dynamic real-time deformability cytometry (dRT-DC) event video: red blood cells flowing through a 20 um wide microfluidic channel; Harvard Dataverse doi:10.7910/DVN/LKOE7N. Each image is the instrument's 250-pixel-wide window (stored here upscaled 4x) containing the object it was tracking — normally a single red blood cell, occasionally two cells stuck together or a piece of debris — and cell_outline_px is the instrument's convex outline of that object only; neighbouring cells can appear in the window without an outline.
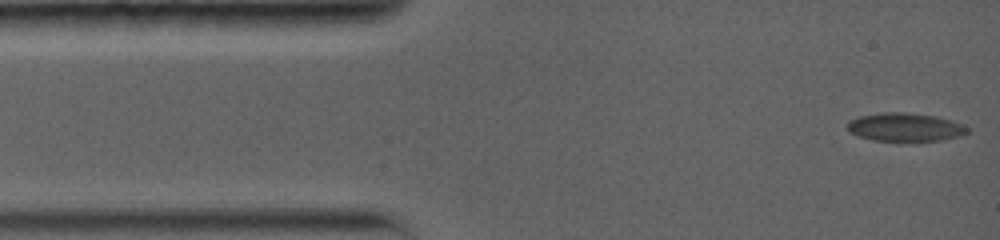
{"species": "common noctule bat (a hibernating species)", "species_latin": "Nyctalus noctula", "temperature_condition": "warm", "stored_images_in_passage": 6, "camera_frame_rate_fps": 5000, "um_per_image_px": 0.085, "animal": {"sex": "female", "body_mass_g": 19.0, "forearm_length_mm": 56.7}, "frame": {"image": 1, "passage_image": 1, "time_ms": 0.0, "image_size_px": [1000, 240], "cell_outline_px": [[972, 128], [968, 132], [960, 136], [944, 140], [916, 144], [900, 144], [872, 140], [856, 136], [848, 132], [848, 120], [860, 116], [884, 112], [900, 112], [936, 116], [952, 120], [964, 124]], "centroid_in_image_um": [76.97, 10.88], "position_along_channel_um": 8.0, "area_um2": 21.15}}